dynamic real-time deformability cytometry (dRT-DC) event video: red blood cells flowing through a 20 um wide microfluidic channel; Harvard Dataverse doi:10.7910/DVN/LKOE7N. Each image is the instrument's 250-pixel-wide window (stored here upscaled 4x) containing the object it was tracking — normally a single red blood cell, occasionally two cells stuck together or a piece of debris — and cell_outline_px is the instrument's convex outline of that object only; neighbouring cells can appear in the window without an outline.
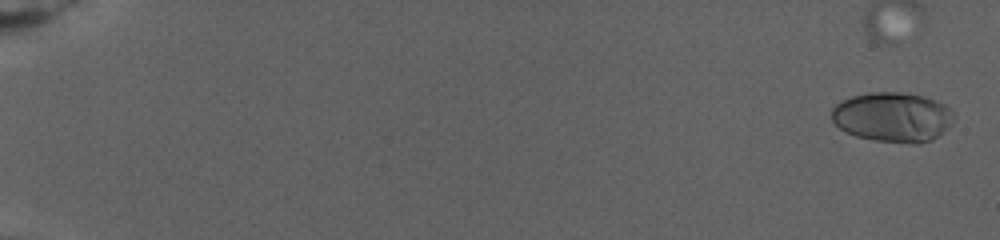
{"species": "human", "species_latin": "Homo sapiens", "temperature_condition": "warm", "stored_images_in_passage": 40, "camera_frame_rate_fps": 3000, "um_per_image_px": 0.085, "donor": {"sex": "female"}, "frame": {"image": 1, "passage_image": 2, "time_ms": 0.667, "image_size_px": [1000, 240], "cell_outline_px": [[952, 116], [948, 128], [932, 140], [876, 140], [856, 136], [840, 128], [832, 120], [832, 108], [836, 104], [852, 96], [868, 92], [900, 92], [924, 96], [936, 100], [944, 104], [952, 112]], "centroid_in_image_um": [75.83, 9.89], "position_along_channel_um": 9.2, "area_um2": 34.33}}
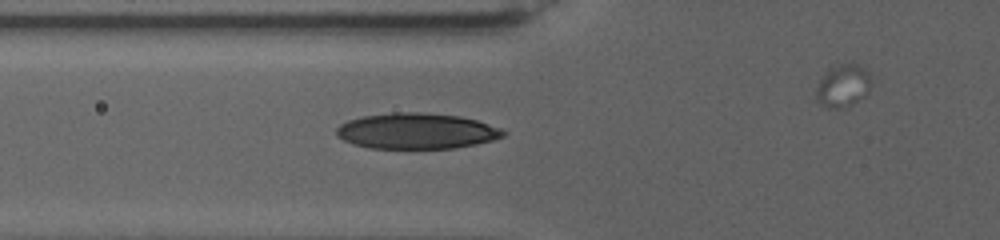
{"frame": {"image": 2, "passage_image": 18, "time_ms": 11.333, "image_size_px": [1000, 240], "cell_outline_px": [[508, 132], [504, 136], [492, 140], [476, 144], [452, 148], [372, 148], [352, 144], [336, 136], [336, 128], [340, 124], [348, 120], [364, 116], [396, 112], [420, 112], [460, 116], [476, 120], [500, 128]], "centroid_in_image_um": [35.4, 11.13], "position_along_channel_um": 90.4, "area_um2": 34.68}}
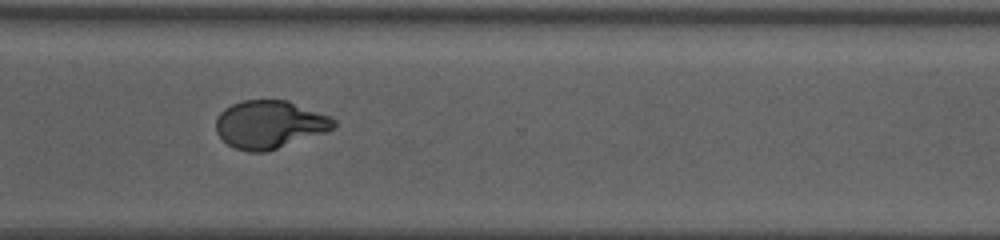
{"frame": {"image": 3, "passage_image": 32, "time_ms": 21.0, "image_size_px": [1000, 240], "cell_outline_px": [[336, 124], [328, 132], [268, 152], [248, 152], [236, 148], [228, 144], [216, 132], [216, 116], [224, 108], [232, 104], [244, 100], [288, 100], [332, 116], [336, 120]], "centroid_in_image_um": [22.95, 10.58], "position_along_channel_um": 347.7, "area_um2": 33.35}}